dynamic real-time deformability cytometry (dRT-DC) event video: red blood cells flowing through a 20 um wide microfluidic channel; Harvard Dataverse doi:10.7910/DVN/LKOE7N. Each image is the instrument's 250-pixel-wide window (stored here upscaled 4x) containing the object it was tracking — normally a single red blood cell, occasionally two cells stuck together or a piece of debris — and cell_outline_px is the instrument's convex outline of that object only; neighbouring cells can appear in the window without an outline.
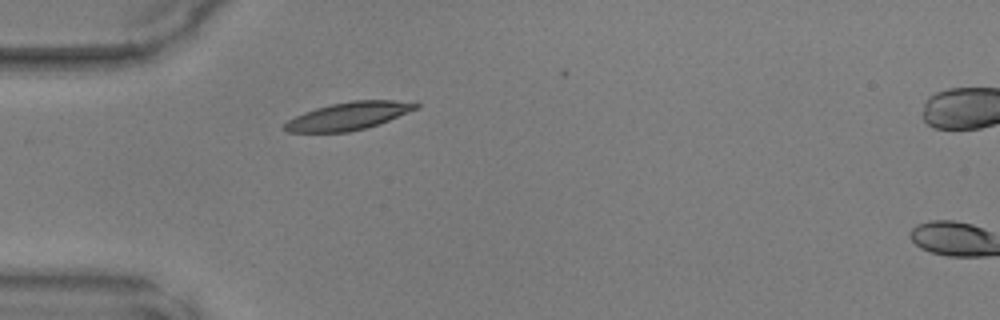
{"species": "common noctule bat (a hibernating species)", "species_latin": "Nyctalus noctula", "temperature_condition": "warm", "stored_images_in_passage": 35, "camera_frame_rate_fps": 3000, "um_per_image_px": 0.085, "animal": {"sex": "male", "body_mass_g": 17.9, "forearm_length_mm": 54.2}, "frame": {"image": 1, "passage_image": 1, "time_ms": 0.0, "image_size_px": [1000, 320], "cell_outline_px": [[420, 108], [380, 124], [348, 132], [288, 132], [280, 128], [288, 120], [304, 112], [316, 108], [332, 104], [352, 100], [416, 100], [420, 104]], "centroid_in_image_um": [29.71, 9.84], "position_along_channel_um": 55.3, "area_um2": 21.56}}
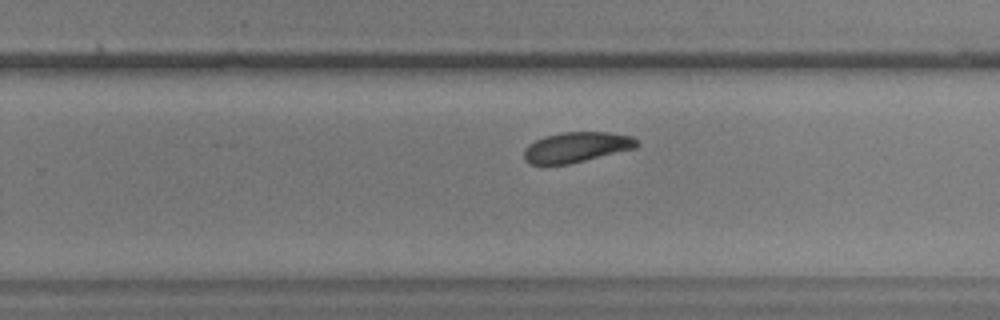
{"frame": {"image": 2, "passage_image": 18, "time_ms": 5.667, "image_size_px": [1000, 320], "cell_outline_px": [[640, 144], [636, 148], [568, 164], [528, 164], [524, 160], [524, 148], [528, 144], [544, 136], [560, 132], [608, 132], [632, 136]], "centroid_in_image_um": [48.98, 12.5], "position_along_channel_um": 280.8, "area_um2": 19.94}}
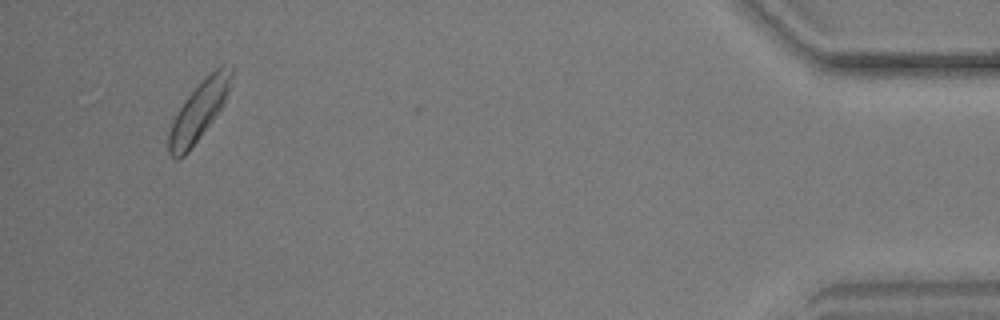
{"frame": {"image": 3, "passage_image": 33, "time_ms": 10.667, "image_size_px": [1000, 320], "cell_outline_px": [[232, 76], [228, 92], [220, 108], [212, 120], [188, 152], [180, 160], [176, 160], [168, 152], [168, 132], [184, 100], [220, 64], [232, 64]], "centroid_in_image_um": [16.89, 9.45], "position_along_channel_um": 418.3, "area_um2": 20.75}}